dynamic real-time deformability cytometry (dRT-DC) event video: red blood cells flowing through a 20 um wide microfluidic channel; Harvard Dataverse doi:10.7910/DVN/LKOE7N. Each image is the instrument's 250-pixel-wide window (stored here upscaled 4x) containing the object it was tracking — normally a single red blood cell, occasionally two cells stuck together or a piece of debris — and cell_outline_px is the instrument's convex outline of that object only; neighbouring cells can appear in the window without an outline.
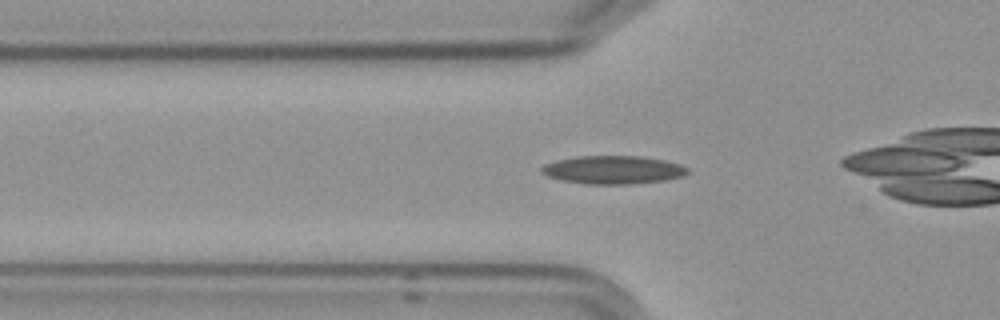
{"species": "Egyptian fruit bat (a non-hibernating species)", "species_latin": "Rousettus aegyptiacus", "temperature_condition": "cold", "stored_images_in_passage": 36, "camera_frame_rate_fps": 3000, "um_per_image_px": 0.085, "frame": {"image": 1, "passage_image": 7, "time_ms": 2.0, "image_size_px": [1000, 320], "cell_outline_px": [[692, 172], [684, 176], [664, 180], [632, 184], [584, 184], [560, 180], [548, 176], [540, 172], [540, 168], [544, 164], [556, 160], [580, 156], [636, 156], [664, 160], [680, 164], [688, 168]], "centroid_in_image_um": [52.11, 14.44], "position_along_channel_um": 73.7, "area_um2": 24.16}}
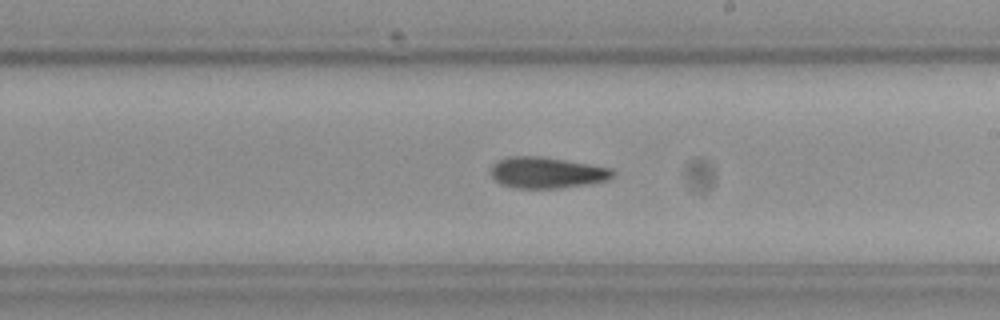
{"frame": {"image": 2, "passage_image": 21, "time_ms": 6.667, "image_size_px": [1000, 320], "cell_outline_px": [[612, 176], [608, 180], [588, 184], [556, 188], [520, 188], [500, 184], [492, 176], [492, 164], [508, 156], [540, 156], [612, 168]], "centroid_in_image_um": [46.46, 14.67], "position_along_channel_um": 242.5, "area_um2": 21.79}}
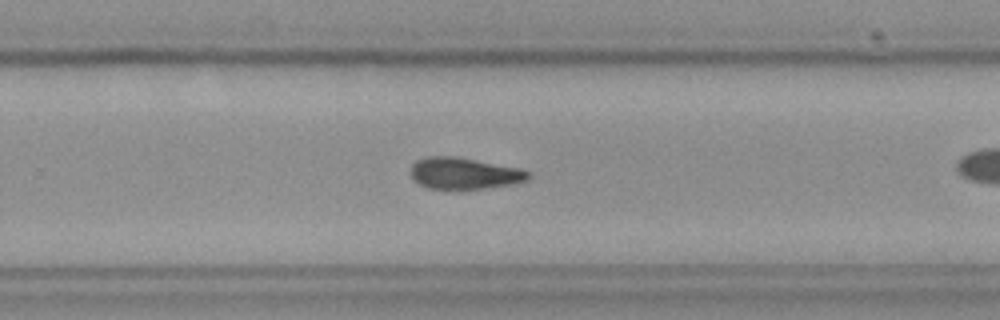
{"frame": {"image": 3, "passage_image": 25, "time_ms": 8.0, "image_size_px": [1000, 320], "cell_outline_px": [[532, 176], [528, 180], [512, 184], [484, 188], [428, 188], [420, 184], [412, 176], [412, 164], [416, 160], [428, 156], [460, 156], [520, 168], [528, 172]], "centroid_in_image_um": [39.5, 14.71], "position_along_channel_um": 290.3, "area_um2": 21.5}}